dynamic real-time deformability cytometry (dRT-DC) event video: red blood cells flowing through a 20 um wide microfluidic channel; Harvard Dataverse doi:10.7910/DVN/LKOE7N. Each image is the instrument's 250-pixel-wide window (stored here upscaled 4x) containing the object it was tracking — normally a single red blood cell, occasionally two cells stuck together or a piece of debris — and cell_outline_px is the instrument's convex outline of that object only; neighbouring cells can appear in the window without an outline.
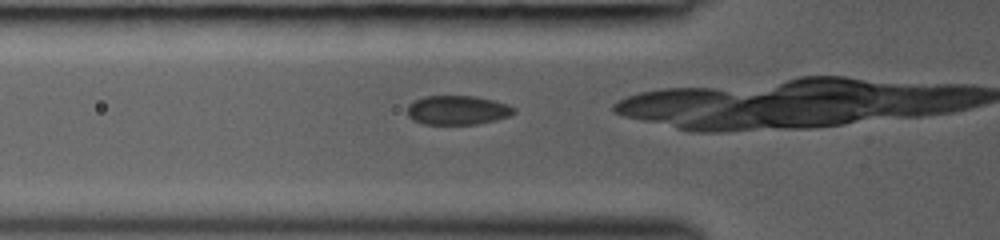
{"species": "common noctule bat (a hibernating species)", "species_latin": "Nyctalus noctula", "temperature_condition": "room temperature", "stored_images_in_passage": 16, "camera_frame_rate_fps": 3000, "um_per_image_px": 0.085, "animal": {"sex": "female", "body_mass_g": 19.0, "forearm_length_mm": 53.3}, "frame": {"image": 1, "passage_image": 12, "time_ms": 3.667, "image_size_px": [1000, 240], "cell_outline_px": [[516, 112], [508, 116], [496, 120], [476, 124], [424, 124], [412, 120], [408, 116], [408, 104], [424, 96], [476, 96], [508, 104], [516, 108]], "centroid_in_image_um": [38.89, 9.36], "position_along_channel_um": 86.9, "area_um2": 18.15}}
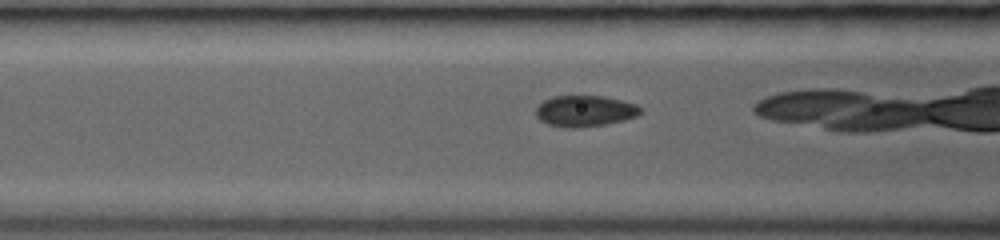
{"frame": {"image": 2, "passage_image": 14, "time_ms": 4.333, "image_size_px": [1000, 240], "cell_outline_px": [[644, 112], [636, 116], [624, 120], [604, 124], [576, 128], [564, 128], [548, 124], [540, 120], [536, 116], [536, 108], [544, 100], [552, 96], [604, 96], [636, 104], [644, 108]], "centroid_in_image_um": [49.74, 9.43], "position_along_channel_um": 116.9, "area_um2": 19.07}}